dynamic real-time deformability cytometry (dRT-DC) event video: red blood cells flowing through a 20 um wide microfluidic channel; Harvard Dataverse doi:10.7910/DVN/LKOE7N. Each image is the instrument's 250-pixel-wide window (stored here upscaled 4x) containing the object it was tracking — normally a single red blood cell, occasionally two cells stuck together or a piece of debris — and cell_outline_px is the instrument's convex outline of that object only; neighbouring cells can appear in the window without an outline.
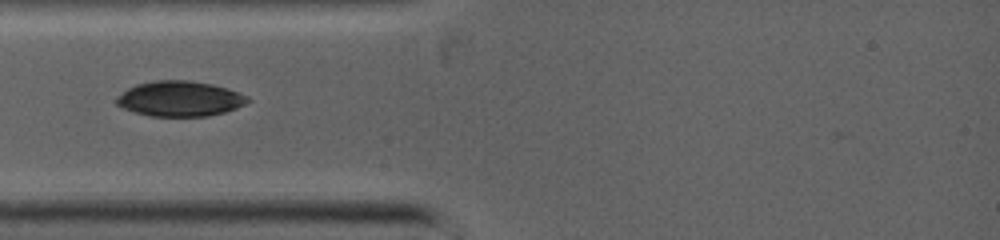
{"species": "common noctule bat (a hibernating species)", "species_latin": "Nyctalus noctula", "temperature_condition": "warm", "stored_images_in_passage": 6, "camera_frame_rate_fps": 5000, "um_per_image_px": 0.085, "animal": {"sex": "female", "body_mass_g": 19.0, "forearm_length_mm": 53.3}, "frame": {"image": 1, "passage_image": 1, "time_ms": 0.0, "image_size_px": [1000, 240], "cell_outline_px": [[252, 100], [236, 108], [224, 112], [208, 116], [148, 116], [124, 108], [116, 104], [116, 96], [128, 88], [136, 84], [156, 80], [188, 80], [212, 84], [228, 88], [240, 92], [248, 96]], "centroid_in_image_um": [15.3, 8.38], "position_along_channel_um": 69.7, "area_um2": 27.05}}
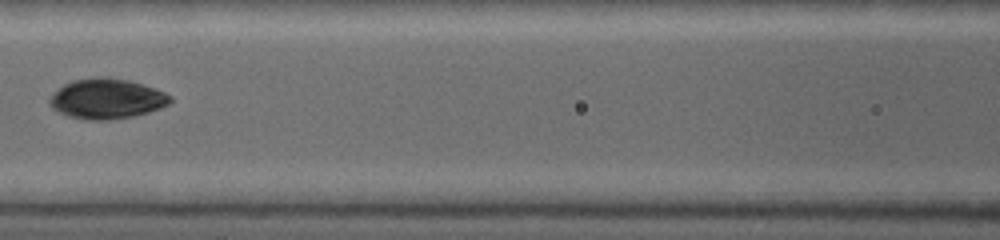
{"frame": {"image": 2, "passage_image": 5, "time_ms": 1.8, "image_size_px": [1000, 240], "cell_outline_px": [[172, 100], [168, 104], [160, 108], [148, 112], [132, 116], [108, 120], [84, 120], [68, 116], [52, 108], [48, 104], [48, 100], [64, 84], [72, 80], [96, 76], [128, 80], [156, 88], [172, 96]], "centroid_in_image_um": [9.07, 8.39], "position_along_channel_um": 157.5, "area_um2": 28.15}}
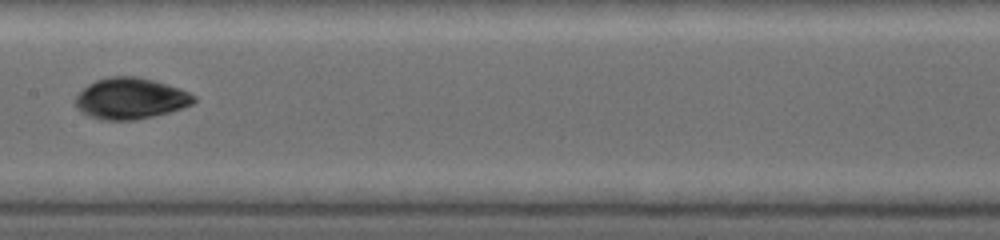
{"frame": {"image": 3, "passage_image": 6, "time_ms": 2.6, "image_size_px": [1000, 240], "cell_outline_px": [[196, 100], [192, 104], [168, 112], [136, 120], [100, 120], [76, 108], [76, 96], [88, 84], [96, 80], [108, 76], [136, 76], [152, 80], [180, 88], [196, 96]], "centroid_in_image_um": [11.09, 8.36], "position_along_channel_um": 196.3, "area_um2": 28.15}}